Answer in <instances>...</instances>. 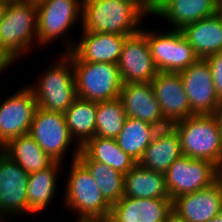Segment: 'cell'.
<instances>
[{
	"label": "cell",
	"instance_id": "14",
	"mask_svg": "<svg viewBox=\"0 0 222 222\" xmlns=\"http://www.w3.org/2000/svg\"><path fill=\"white\" fill-rule=\"evenodd\" d=\"M29 173L0 150V216L28 213Z\"/></svg>",
	"mask_w": 222,
	"mask_h": 222
},
{
	"label": "cell",
	"instance_id": "24",
	"mask_svg": "<svg viewBox=\"0 0 222 222\" xmlns=\"http://www.w3.org/2000/svg\"><path fill=\"white\" fill-rule=\"evenodd\" d=\"M0 150L29 174L44 170L54 162L29 134L9 141Z\"/></svg>",
	"mask_w": 222,
	"mask_h": 222
},
{
	"label": "cell",
	"instance_id": "32",
	"mask_svg": "<svg viewBox=\"0 0 222 222\" xmlns=\"http://www.w3.org/2000/svg\"><path fill=\"white\" fill-rule=\"evenodd\" d=\"M133 2L145 15L153 14V5L148 0H126Z\"/></svg>",
	"mask_w": 222,
	"mask_h": 222
},
{
	"label": "cell",
	"instance_id": "1",
	"mask_svg": "<svg viewBox=\"0 0 222 222\" xmlns=\"http://www.w3.org/2000/svg\"><path fill=\"white\" fill-rule=\"evenodd\" d=\"M145 14L126 0H82V26L85 32L134 35ZM138 26V27H137Z\"/></svg>",
	"mask_w": 222,
	"mask_h": 222
},
{
	"label": "cell",
	"instance_id": "40",
	"mask_svg": "<svg viewBox=\"0 0 222 222\" xmlns=\"http://www.w3.org/2000/svg\"><path fill=\"white\" fill-rule=\"evenodd\" d=\"M152 5L157 1V0H148Z\"/></svg>",
	"mask_w": 222,
	"mask_h": 222
},
{
	"label": "cell",
	"instance_id": "39",
	"mask_svg": "<svg viewBox=\"0 0 222 222\" xmlns=\"http://www.w3.org/2000/svg\"><path fill=\"white\" fill-rule=\"evenodd\" d=\"M0 1H4L6 3H14V2H19V1H24V0H0Z\"/></svg>",
	"mask_w": 222,
	"mask_h": 222
},
{
	"label": "cell",
	"instance_id": "43",
	"mask_svg": "<svg viewBox=\"0 0 222 222\" xmlns=\"http://www.w3.org/2000/svg\"><path fill=\"white\" fill-rule=\"evenodd\" d=\"M1 218H2V219H1ZM2 220L4 221L3 216H0V222H3Z\"/></svg>",
	"mask_w": 222,
	"mask_h": 222
},
{
	"label": "cell",
	"instance_id": "19",
	"mask_svg": "<svg viewBox=\"0 0 222 222\" xmlns=\"http://www.w3.org/2000/svg\"><path fill=\"white\" fill-rule=\"evenodd\" d=\"M218 12V0H157L153 14L167 19L175 30L205 19Z\"/></svg>",
	"mask_w": 222,
	"mask_h": 222
},
{
	"label": "cell",
	"instance_id": "21",
	"mask_svg": "<svg viewBox=\"0 0 222 222\" xmlns=\"http://www.w3.org/2000/svg\"><path fill=\"white\" fill-rule=\"evenodd\" d=\"M182 155L179 133L170 125L157 131L138 164L151 171L165 174Z\"/></svg>",
	"mask_w": 222,
	"mask_h": 222
},
{
	"label": "cell",
	"instance_id": "28",
	"mask_svg": "<svg viewBox=\"0 0 222 222\" xmlns=\"http://www.w3.org/2000/svg\"><path fill=\"white\" fill-rule=\"evenodd\" d=\"M81 150L93 161L102 162L114 170L126 175L137 162L123 152L115 139L94 136Z\"/></svg>",
	"mask_w": 222,
	"mask_h": 222
},
{
	"label": "cell",
	"instance_id": "41",
	"mask_svg": "<svg viewBox=\"0 0 222 222\" xmlns=\"http://www.w3.org/2000/svg\"><path fill=\"white\" fill-rule=\"evenodd\" d=\"M103 222H113V221L110 218H108L107 220H105Z\"/></svg>",
	"mask_w": 222,
	"mask_h": 222
},
{
	"label": "cell",
	"instance_id": "35",
	"mask_svg": "<svg viewBox=\"0 0 222 222\" xmlns=\"http://www.w3.org/2000/svg\"><path fill=\"white\" fill-rule=\"evenodd\" d=\"M166 222H189V221L183 219L182 217L178 216L175 212L171 211L166 218Z\"/></svg>",
	"mask_w": 222,
	"mask_h": 222
},
{
	"label": "cell",
	"instance_id": "20",
	"mask_svg": "<svg viewBox=\"0 0 222 222\" xmlns=\"http://www.w3.org/2000/svg\"><path fill=\"white\" fill-rule=\"evenodd\" d=\"M172 211L171 199L122 197L111 206L113 222H158L166 221Z\"/></svg>",
	"mask_w": 222,
	"mask_h": 222
},
{
	"label": "cell",
	"instance_id": "31",
	"mask_svg": "<svg viewBox=\"0 0 222 222\" xmlns=\"http://www.w3.org/2000/svg\"><path fill=\"white\" fill-rule=\"evenodd\" d=\"M212 71V79L216 94L222 101V51L205 58Z\"/></svg>",
	"mask_w": 222,
	"mask_h": 222
},
{
	"label": "cell",
	"instance_id": "17",
	"mask_svg": "<svg viewBox=\"0 0 222 222\" xmlns=\"http://www.w3.org/2000/svg\"><path fill=\"white\" fill-rule=\"evenodd\" d=\"M151 84L164 119L169 125L172 126L194 115L191 112L180 73L159 72L152 79Z\"/></svg>",
	"mask_w": 222,
	"mask_h": 222
},
{
	"label": "cell",
	"instance_id": "6",
	"mask_svg": "<svg viewBox=\"0 0 222 222\" xmlns=\"http://www.w3.org/2000/svg\"><path fill=\"white\" fill-rule=\"evenodd\" d=\"M77 97L101 102L120 97L122 79L113 63L72 61Z\"/></svg>",
	"mask_w": 222,
	"mask_h": 222
},
{
	"label": "cell",
	"instance_id": "26",
	"mask_svg": "<svg viewBox=\"0 0 222 222\" xmlns=\"http://www.w3.org/2000/svg\"><path fill=\"white\" fill-rule=\"evenodd\" d=\"M158 130V127L147 122L126 117L123 128L115 140L119 148L138 163Z\"/></svg>",
	"mask_w": 222,
	"mask_h": 222
},
{
	"label": "cell",
	"instance_id": "33",
	"mask_svg": "<svg viewBox=\"0 0 222 222\" xmlns=\"http://www.w3.org/2000/svg\"><path fill=\"white\" fill-rule=\"evenodd\" d=\"M213 115L215 116V118L217 120L219 130H220V134H221V137H222V101L220 102V104L216 108Z\"/></svg>",
	"mask_w": 222,
	"mask_h": 222
},
{
	"label": "cell",
	"instance_id": "7",
	"mask_svg": "<svg viewBox=\"0 0 222 222\" xmlns=\"http://www.w3.org/2000/svg\"><path fill=\"white\" fill-rule=\"evenodd\" d=\"M141 32L148 39L150 52L159 72L179 73L200 59L181 30L173 29L161 35L144 29Z\"/></svg>",
	"mask_w": 222,
	"mask_h": 222
},
{
	"label": "cell",
	"instance_id": "16",
	"mask_svg": "<svg viewBox=\"0 0 222 222\" xmlns=\"http://www.w3.org/2000/svg\"><path fill=\"white\" fill-rule=\"evenodd\" d=\"M172 211L189 222H209L222 212V179L172 200Z\"/></svg>",
	"mask_w": 222,
	"mask_h": 222
},
{
	"label": "cell",
	"instance_id": "2",
	"mask_svg": "<svg viewBox=\"0 0 222 222\" xmlns=\"http://www.w3.org/2000/svg\"><path fill=\"white\" fill-rule=\"evenodd\" d=\"M81 148L76 146L66 185L64 202L76 210V222H103L110 217L111 205L102 196L100 188L87 168L77 159Z\"/></svg>",
	"mask_w": 222,
	"mask_h": 222
},
{
	"label": "cell",
	"instance_id": "30",
	"mask_svg": "<svg viewBox=\"0 0 222 222\" xmlns=\"http://www.w3.org/2000/svg\"><path fill=\"white\" fill-rule=\"evenodd\" d=\"M126 117L120 98L97 102L95 136L115 139L121 132Z\"/></svg>",
	"mask_w": 222,
	"mask_h": 222
},
{
	"label": "cell",
	"instance_id": "8",
	"mask_svg": "<svg viewBox=\"0 0 222 222\" xmlns=\"http://www.w3.org/2000/svg\"><path fill=\"white\" fill-rule=\"evenodd\" d=\"M220 177V169L208 160L182 155L165 173L166 188L171 200L193 193L214 183Z\"/></svg>",
	"mask_w": 222,
	"mask_h": 222
},
{
	"label": "cell",
	"instance_id": "27",
	"mask_svg": "<svg viewBox=\"0 0 222 222\" xmlns=\"http://www.w3.org/2000/svg\"><path fill=\"white\" fill-rule=\"evenodd\" d=\"M62 162L54 161L49 167L29 174L27 182V199L29 213L37 214L53 200L56 192L58 168ZM52 199V200H51Z\"/></svg>",
	"mask_w": 222,
	"mask_h": 222
},
{
	"label": "cell",
	"instance_id": "3",
	"mask_svg": "<svg viewBox=\"0 0 222 222\" xmlns=\"http://www.w3.org/2000/svg\"><path fill=\"white\" fill-rule=\"evenodd\" d=\"M179 133L182 154L222 167V137L213 114L191 115L172 125Z\"/></svg>",
	"mask_w": 222,
	"mask_h": 222
},
{
	"label": "cell",
	"instance_id": "9",
	"mask_svg": "<svg viewBox=\"0 0 222 222\" xmlns=\"http://www.w3.org/2000/svg\"><path fill=\"white\" fill-rule=\"evenodd\" d=\"M80 8V9H79ZM82 13V0L37 1V37L47 45L64 35Z\"/></svg>",
	"mask_w": 222,
	"mask_h": 222
},
{
	"label": "cell",
	"instance_id": "22",
	"mask_svg": "<svg viewBox=\"0 0 222 222\" xmlns=\"http://www.w3.org/2000/svg\"><path fill=\"white\" fill-rule=\"evenodd\" d=\"M181 31L200 59L222 51V16L218 12Z\"/></svg>",
	"mask_w": 222,
	"mask_h": 222
},
{
	"label": "cell",
	"instance_id": "42",
	"mask_svg": "<svg viewBox=\"0 0 222 222\" xmlns=\"http://www.w3.org/2000/svg\"><path fill=\"white\" fill-rule=\"evenodd\" d=\"M220 177H221V179H222V167H221V169H220Z\"/></svg>",
	"mask_w": 222,
	"mask_h": 222
},
{
	"label": "cell",
	"instance_id": "34",
	"mask_svg": "<svg viewBox=\"0 0 222 222\" xmlns=\"http://www.w3.org/2000/svg\"><path fill=\"white\" fill-rule=\"evenodd\" d=\"M13 63L1 50H0V72L5 70Z\"/></svg>",
	"mask_w": 222,
	"mask_h": 222
},
{
	"label": "cell",
	"instance_id": "11",
	"mask_svg": "<svg viewBox=\"0 0 222 222\" xmlns=\"http://www.w3.org/2000/svg\"><path fill=\"white\" fill-rule=\"evenodd\" d=\"M29 135L53 160L62 162L67 148L73 142L64 113L37 108Z\"/></svg>",
	"mask_w": 222,
	"mask_h": 222
},
{
	"label": "cell",
	"instance_id": "37",
	"mask_svg": "<svg viewBox=\"0 0 222 222\" xmlns=\"http://www.w3.org/2000/svg\"><path fill=\"white\" fill-rule=\"evenodd\" d=\"M209 222H222V212L213 217Z\"/></svg>",
	"mask_w": 222,
	"mask_h": 222
},
{
	"label": "cell",
	"instance_id": "5",
	"mask_svg": "<svg viewBox=\"0 0 222 222\" xmlns=\"http://www.w3.org/2000/svg\"><path fill=\"white\" fill-rule=\"evenodd\" d=\"M63 54L60 61L38 79V86H29L38 108L65 113L77 98L72 58L68 53Z\"/></svg>",
	"mask_w": 222,
	"mask_h": 222
},
{
	"label": "cell",
	"instance_id": "4",
	"mask_svg": "<svg viewBox=\"0 0 222 222\" xmlns=\"http://www.w3.org/2000/svg\"><path fill=\"white\" fill-rule=\"evenodd\" d=\"M37 21L36 1L8 3L0 21V50L12 62L38 41Z\"/></svg>",
	"mask_w": 222,
	"mask_h": 222
},
{
	"label": "cell",
	"instance_id": "25",
	"mask_svg": "<svg viewBox=\"0 0 222 222\" xmlns=\"http://www.w3.org/2000/svg\"><path fill=\"white\" fill-rule=\"evenodd\" d=\"M97 102L77 97L64 113L66 124L72 139L82 148L96 131Z\"/></svg>",
	"mask_w": 222,
	"mask_h": 222
},
{
	"label": "cell",
	"instance_id": "10",
	"mask_svg": "<svg viewBox=\"0 0 222 222\" xmlns=\"http://www.w3.org/2000/svg\"><path fill=\"white\" fill-rule=\"evenodd\" d=\"M37 108L34 92L29 86L0 104V149L9 141L29 134Z\"/></svg>",
	"mask_w": 222,
	"mask_h": 222
},
{
	"label": "cell",
	"instance_id": "38",
	"mask_svg": "<svg viewBox=\"0 0 222 222\" xmlns=\"http://www.w3.org/2000/svg\"><path fill=\"white\" fill-rule=\"evenodd\" d=\"M218 13L222 16V0H218Z\"/></svg>",
	"mask_w": 222,
	"mask_h": 222
},
{
	"label": "cell",
	"instance_id": "15",
	"mask_svg": "<svg viewBox=\"0 0 222 222\" xmlns=\"http://www.w3.org/2000/svg\"><path fill=\"white\" fill-rule=\"evenodd\" d=\"M79 44L71 45L66 42L65 53L72 61H88L118 64L123 43L128 36L114 33H90L82 31ZM68 46V47H67Z\"/></svg>",
	"mask_w": 222,
	"mask_h": 222
},
{
	"label": "cell",
	"instance_id": "23",
	"mask_svg": "<svg viewBox=\"0 0 222 222\" xmlns=\"http://www.w3.org/2000/svg\"><path fill=\"white\" fill-rule=\"evenodd\" d=\"M130 198L170 199L165 174L136 164L124 175V196Z\"/></svg>",
	"mask_w": 222,
	"mask_h": 222
},
{
	"label": "cell",
	"instance_id": "12",
	"mask_svg": "<svg viewBox=\"0 0 222 222\" xmlns=\"http://www.w3.org/2000/svg\"><path fill=\"white\" fill-rule=\"evenodd\" d=\"M180 73L183 88L194 115L214 114L220 104L216 94L212 71L205 59H199Z\"/></svg>",
	"mask_w": 222,
	"mask_h": 222
},
{
	"label": "cell",
	"instance_id": "29",
	"mask_svg": "<svg viewBox=\"0 0 222 222\" xmlns=\"http://www.w3.org/2000/svg\"><path fill=\"white\" fill-rule=\"evenodd\" d=\"M90 172L102 196L112 206L124 196V175L102 162L91 160L82 150L77 158Z\"/></svg>",
	"mask_w": 222,
	"mask_h": 222
},
{
	"label": "cell",
	"instance_id": "36",
	"mask_svg": "<svg viewBox=\"0 0 222 222\" xmlns=\"http://www.w3.org/2000/svg\"><path fill=\"white\" fill-rule=\"evenodd\" d=\"M7 5L8 3L4 1H0V21L3 19Z\"/></svg>",
	"mask_w": 222,
	"mask_h": 222
},
{
	"label": "cell",
	"instance_id": "13",
	"mask_svg": "<svg viewBox=\"0 0 222 222\" xmlns=\"http://www.w3.org/2000/svg\"><path fill=\"white\" fill-rule=\"evenodd\" d=\"M117 65L123 83L151 82L159 73L141 31L125 39Z\"/></svg>",
	"mask_w": 222,
	"mask_h": 222
},
{
	"label": "cell",
	"instance_id": "18",
	"mask_svg": "<svg viewBox=\"0 0 222 222\" xmlns=\"http://www.w3.org/2000/svg\"><path fill=\"white\" fill-rule=\"evenodd\" d=\"M119 98L127 117L142 120L159 129L170 126L164 119L151 82L123 83Z\"/></svg>",
	"mask_w": 222,
	"mask_h": 222
}]
</instances>
